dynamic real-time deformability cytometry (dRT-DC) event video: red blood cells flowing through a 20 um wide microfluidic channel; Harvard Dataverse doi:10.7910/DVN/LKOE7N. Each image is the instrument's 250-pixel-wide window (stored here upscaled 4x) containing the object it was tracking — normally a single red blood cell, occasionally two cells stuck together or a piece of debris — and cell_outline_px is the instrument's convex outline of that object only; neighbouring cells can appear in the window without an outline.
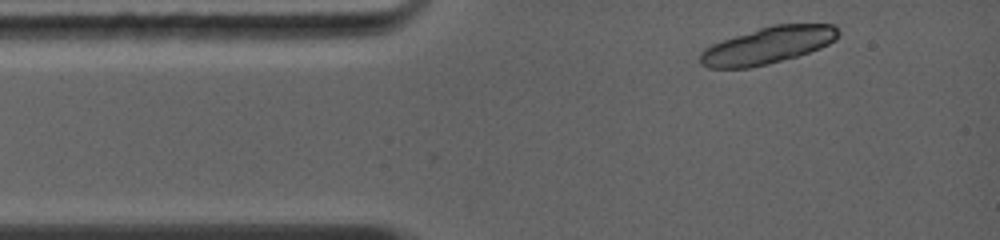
{"species": "common noctule bat (a hibernating species)", "species_latin": "Nyctalus noctula", "temperature_condition": "warm", "stored_images_in_passage": 2, "camera_frame_rate_fps": 5000, "um_per_image_px": 0.085, "animal": {"sex": "female", "body_mass_g": 19.0, "forearm_length_mm": 56.7}, "frame": {"image": 1, "passage_image": 1, "time_ms": 0.0, "image_size_px": [1000, 240], "cell_outline_px": [[840, 32], [836, 40], [820, 48], [796, 56], [768, 64], [748, 68], [708, 68], [700, 64], [700, 52], [704, 48], [712, 44], [772, 24], [836, 24]], "centroid_in_image_um": [65.28, 3.86], "position_along_channel_um": 19.7, "area_um2": 29.54}}